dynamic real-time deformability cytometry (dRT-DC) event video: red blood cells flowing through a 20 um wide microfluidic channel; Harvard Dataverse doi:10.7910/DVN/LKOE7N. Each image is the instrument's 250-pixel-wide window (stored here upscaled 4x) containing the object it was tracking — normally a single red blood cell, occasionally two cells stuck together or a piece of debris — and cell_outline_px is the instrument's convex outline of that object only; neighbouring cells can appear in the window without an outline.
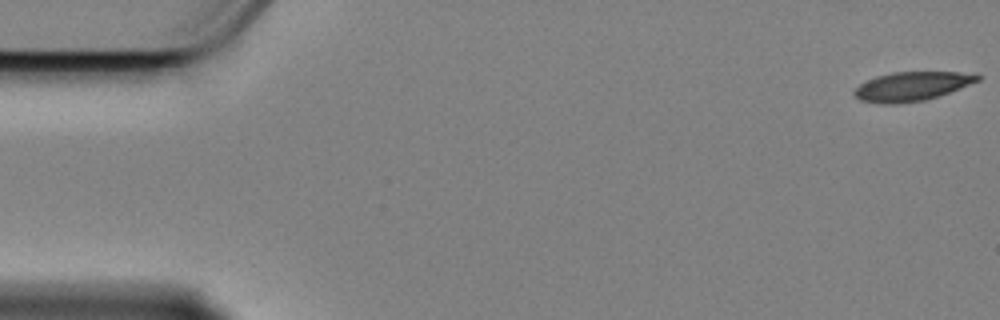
{"species": "Egyptian fruit bat (a non-hibernating species)", "species_latin": "Rousettus aegyptiacus", "temperature_condition": "cold", "stored_images_in_passage": 12, "camera_frame_rate_fps": 3000, "um_per_image_px": 0.085, "animal": {"sex": "female"}, "frame": {"image": 1, "passage_image": 1, "time_ms": 0.0, "image_size_px": [1000, 320], "cell_outline_px": [[980, 80], [940, 96], [924, 100], [900, 104], [880, 104], [860, 100], [852, 92], [860, 84], [876, 76], [892, 72], [976, 72], [980, 76]], "centroid_in_image_um": [77.53, 7.34], "position_along_channel_um": 7.5, "area_um2": 21.04}}